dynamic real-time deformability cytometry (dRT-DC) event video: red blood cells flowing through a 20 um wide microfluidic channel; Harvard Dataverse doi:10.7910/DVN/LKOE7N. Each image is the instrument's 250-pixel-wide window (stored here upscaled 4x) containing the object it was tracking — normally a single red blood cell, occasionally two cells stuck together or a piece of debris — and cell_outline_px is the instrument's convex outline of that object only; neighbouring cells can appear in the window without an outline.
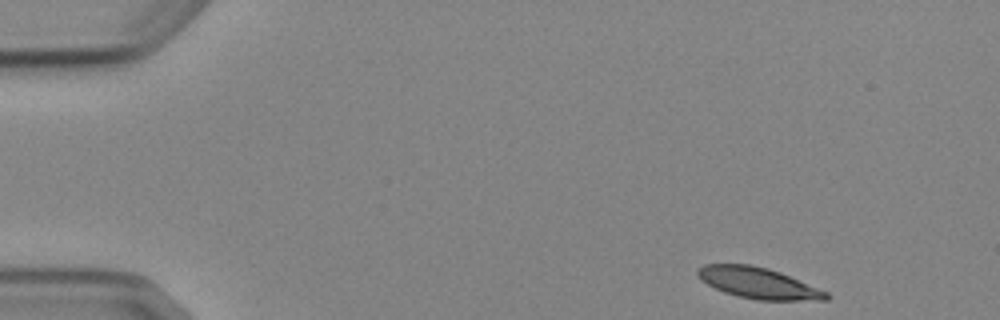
{"species": "Egyptian fruit bat (a non-hibernating species)", "species_latin": "Rousettus aegyptiacus", "temperature_condition": "cold", "stored_images_in_passage": 4, "camera_frame_rate_fps": 3000, "um_per_image_px": 0.085, "animal": {"sex": "female"}, "frame": {"image": 1, "passage_image": 1, "time_ms": 0.0, "image_size_px": [1000, 320], "cell_outline_px": [[832, 296], [828, 300], [760, 300], [736, 296], [724, 292], [700, 280], [696, 276], [696, 268], [704, 264], [752, 264], [768, 268], [780, 272], [828, 292]], "centroid_in_image_um": [64.44, 24.05], "position_along_channel_um": 20.6, "area_um2": 23.41}}
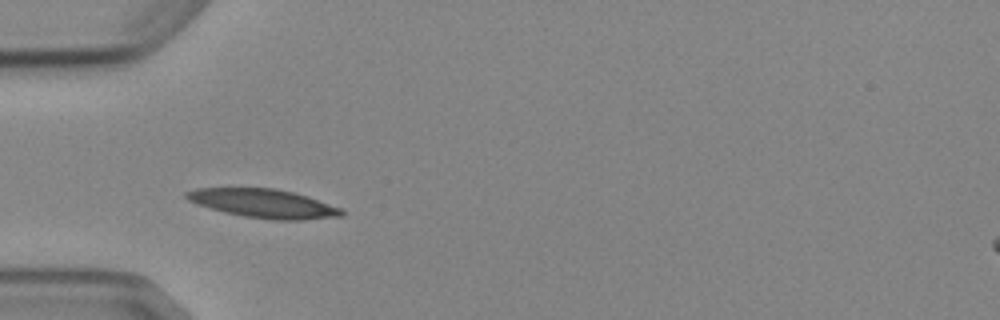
{"frame": {"image": 2, "passage_image": 4, "time_ms": 3.667, "image_size_px": [1000, 320], "cell_outline_px": [[344, 216], [304, 220], [276, 220], [244, 216], [224, 212], [188, 200], [184, 196], [184, 192], [196, 188], [276, 188], [308, 196], [344, 208]], "centroid_in_image_um": [22.47, 17.29], "position_along_channel_um": 62.5, "area_um2": 26.07}}